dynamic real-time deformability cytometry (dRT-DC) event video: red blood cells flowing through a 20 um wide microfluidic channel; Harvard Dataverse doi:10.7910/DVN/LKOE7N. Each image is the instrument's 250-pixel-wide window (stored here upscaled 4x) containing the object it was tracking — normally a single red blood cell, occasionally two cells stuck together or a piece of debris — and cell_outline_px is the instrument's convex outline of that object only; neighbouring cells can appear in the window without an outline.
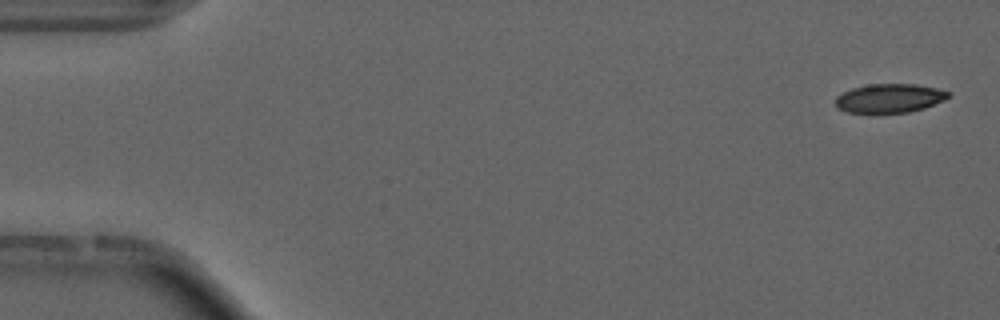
{"species": "common noctule bat (a hibernating species)", "species_latin": "Nyctalus noctula", "temperature_condition": "cold", "stored_images_in_passage": 22, "camera_frame_rate_fps": 3000, "um_per_image_px": 0.085, "animal": {"sex": "male", "forearm_length_mm": 52.5}, "frame": {"image": 1, "passage_image": 2, "time_ms": 0.333, "image_size_px": [1000, 320], "cell_outline_px": [[952, 96], [944, 100], [924, 108], [908, 112], [872, 116], [848, 112], [836, 108], [836, 96], [852, 88], [868, 84], [916, 84], [936, 88], [952, 92]], "centroid_in_image_um": [75.59, 8.39], "position_along_channel_um": 9.4, "area_um2": 19.83}}
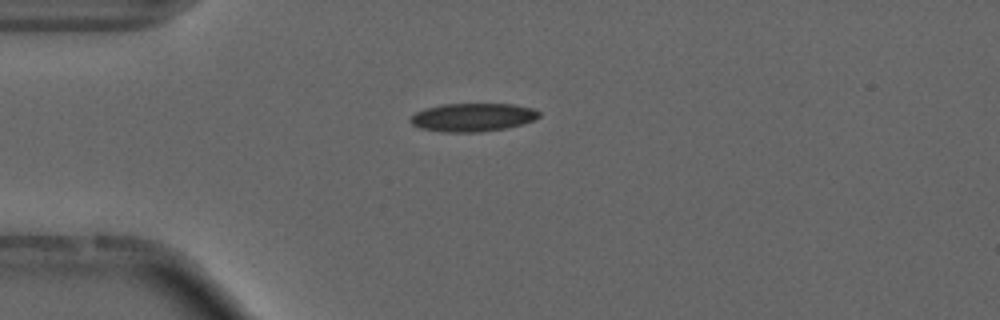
{"frame": {"image": 2, "passage_image": 14, "time_ms": 4.333, "image_size_px": [1000, 320], "cell_outline_px": [[540, 116], [524, 124], [504, 128], [480, 132], [444, 132], [420, 128], [412, 124], [408, 120], [416, 112], [424, 108], [444, 104], [512, 104], [532, 108], [540, 112]], "centroid_in_image_um": [40.16, 9.97], "position_along_channel_um": 44.8, "area_um2": 21.15}}